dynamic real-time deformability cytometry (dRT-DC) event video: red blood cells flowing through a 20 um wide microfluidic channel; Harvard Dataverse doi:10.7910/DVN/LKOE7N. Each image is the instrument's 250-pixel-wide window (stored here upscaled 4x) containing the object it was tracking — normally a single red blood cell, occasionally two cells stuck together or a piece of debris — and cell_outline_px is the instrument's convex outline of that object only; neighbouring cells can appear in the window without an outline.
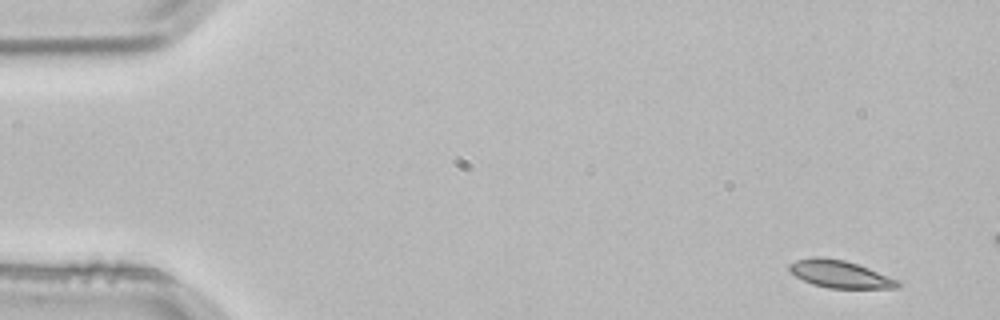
{"species": "common noctule bat (a hibernating species)", "species_latin": "Nyctalus noctula", "temperature_condition": "room temperature", "stored_images_in_passage": 6, "camera_frame_rate_fps": 3000, "um_per_image_px": 0.085, "animal": {"sex": "male", "body_mass_g": 21.5, "forearm_length_mm": 52.0}, "frame": {"image": 1, "passage_image": 1, "time_ms": 0.0, "image_size_px": [1000, 320], "cell_outline_px": [[900, 288], [828, 288], [812, 284], [796, 276], [788, 268], [788, 264], [796, 260], [812, 256], [820, 256], [844, 260], [868, 268], [900, 280]], "centroid_in_image_um": [71.4, 23.29], "position_along_channel_um": 13.6, "area_um2": 17.34}}
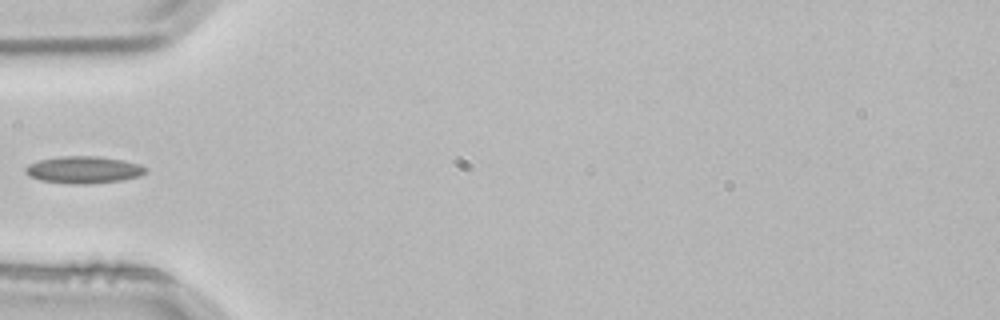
{"frame": {"image": 2, "passage_image": 5, "time_ms": 1.333, "image_size_px": [1000, 320], "cell_outline_px": [[148, 172], [136, 176], [120, 180], [88, 184], [72, 184], [40, 180], [28, 176], [24, 172], [24, 168], [28, 164], [40, 160], [60, 156], [96, 156], [124, 160], [140, 164], [148, 168]], "centroid_in_image_um": [7.09, 14.43], "position_along_channel_um": 77.9, "area_um2": 19.02}}